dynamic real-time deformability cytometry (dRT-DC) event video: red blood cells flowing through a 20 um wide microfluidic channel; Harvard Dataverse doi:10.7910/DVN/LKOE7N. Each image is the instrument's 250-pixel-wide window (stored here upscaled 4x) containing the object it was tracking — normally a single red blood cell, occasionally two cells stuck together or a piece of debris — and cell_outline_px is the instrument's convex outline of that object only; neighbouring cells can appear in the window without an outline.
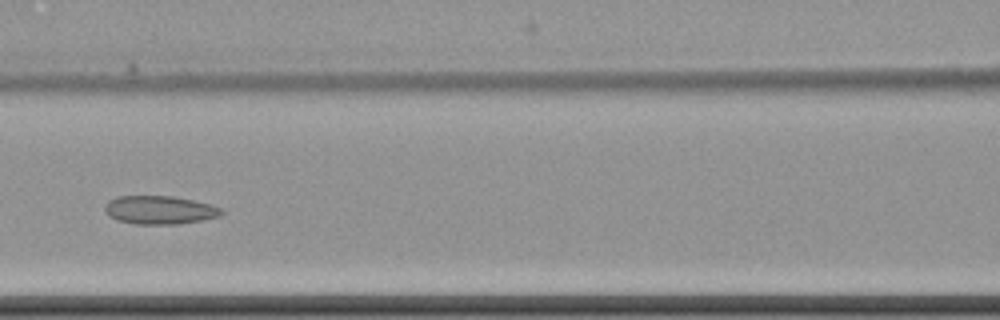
{"species": "common noctule bat (a hibernating species)", "species_latin": "Nyctalus noctula", "temperature_condition": "cold", "stored_images_in_passage": 8, "camera_frame_rate_fps": 3000, "um_per_image_px": 0.085, "animal": {"sex": "female", "body_mass_g": 22.7, "forearm_length_mm": 54.2}, "frame": {"image": 1, "passage_image": 7, "time_ms": 8.0, "image_size_px": [1000, 320], "cell_outline_px": [[224, 212], [220, 216], [200, 220], [176, 224], [136, 224], [116, 220], [108, 216], [104, 212], [104, 204], [108, 200], [116, 196], [172, 196], [212, 204], [220, 208]], "centroid_in_image_um": [13.51, 17.84], "position_along_channel_um": 153.1, "area_um2": 19.42}}
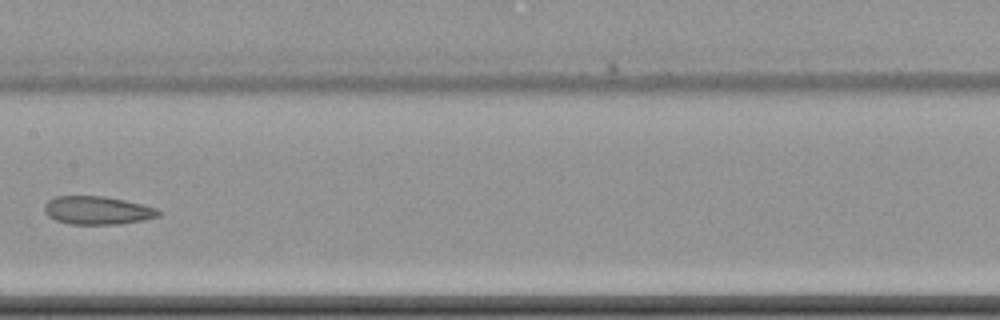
{"frame": {"image": 2, "passage_image": 8, "time_ms": 9.333, "image_size_px": [1000, 320], "cell_outline_px": [[160, 216], [144, 220], [120, 224], [72, 224], [56, 220], [48, 216], [44, 212], [44, 204], [48, 200], [56, 196], [104, 196], [124, 200], [156, 208], [160, 212]], "centroid_in_image_um": [8.26, 17.88], "position_along_channel_um": 199.1, "area_um2": 18.73}}